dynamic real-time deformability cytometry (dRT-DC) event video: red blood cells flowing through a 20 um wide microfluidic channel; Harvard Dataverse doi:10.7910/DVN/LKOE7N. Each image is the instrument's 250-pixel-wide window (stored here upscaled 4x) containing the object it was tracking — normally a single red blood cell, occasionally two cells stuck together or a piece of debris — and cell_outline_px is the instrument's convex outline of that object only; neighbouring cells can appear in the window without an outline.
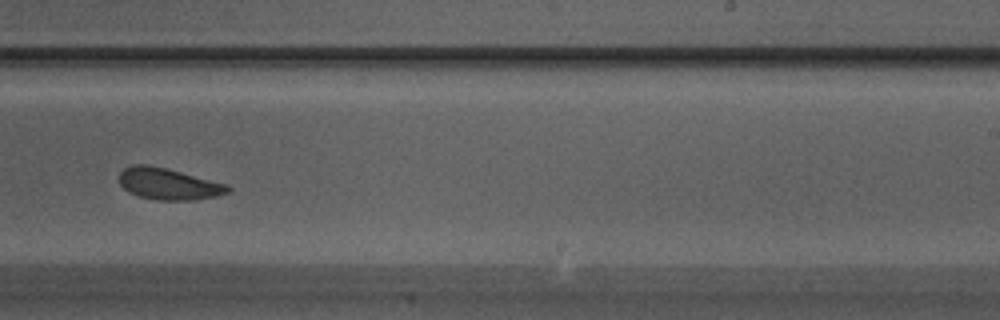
{"species": "Egyptian fruit bat (a non-hibernating species)", "species_latin": "Rousettus aegyptiacus", "temperature_condition": "warm", "stored_images_in_passage": 30, "camera_frame_rate_fps": 3000, "um_per_image_px": 0.085, "animal": {"sex": "male"}, "frame": {"image": 1, "passage_image": 18, "time_ms": 5.667, "image_size_px": [1000, 320], "cell_outline_px": [[232, 188], [228, 192], [216, 196], [192, 200], [156, 200], [140, 196], [128, 192], [120, 184], [120, 172], [124, 168], [132, 164], [148, 164], [168, 168], [228, 184]], "centroid_in_image_um": [14.33, 15.62], "position_along_channel_um": 274.7, "area_um2": 20.11}}
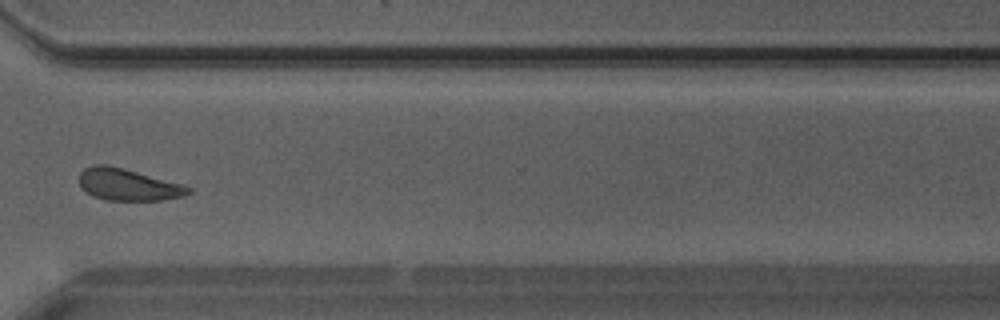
{"frame": {"image": 2, "passage_image": 22, "time_ms": 7.0, "image_size_px": [1000, 320], "cell_outline_px": [[192, 192], [184, 196], [160, 200], [108, 200], [92, 196], [80, 184], [80, 172], [84, 168], [92, 164], [108, 164], [124, 168], [180, 184], [192, 188]], "centroid_in_image_um": [10.87, 15.68], "position_along_channel_um": 359.7, "area_um2": 20.06}}